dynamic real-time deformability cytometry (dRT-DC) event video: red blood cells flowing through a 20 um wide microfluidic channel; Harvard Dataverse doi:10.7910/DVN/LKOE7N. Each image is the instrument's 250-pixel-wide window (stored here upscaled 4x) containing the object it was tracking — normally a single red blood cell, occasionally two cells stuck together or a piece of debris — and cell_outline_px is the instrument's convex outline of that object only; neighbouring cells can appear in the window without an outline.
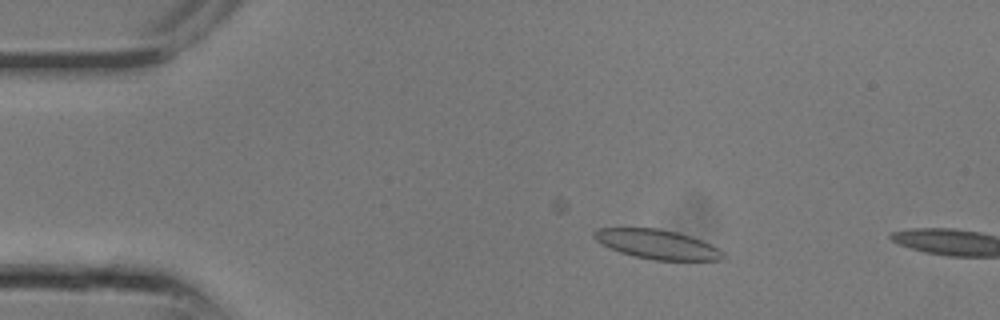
{"species": "common noctule bat (a hibernating species)", "species_latin": "Nyctalus noctula", "temperature_condition": "room temperature", "stored_images_in_passage": 6, "camera_frame_rate_fps": 3000, "um_per_image_px": 0.085, "animal": {"sex": "male", "body_mass_g": 13.3}, "frame": {"image": 1, "passage_image": 5, "time_ms": 1.333, "image_size_px": [1000, 320], "cell_outline_px": [[728, 256], [724, 260], [652, 260], [632, 256], [620, 252], [600, 244], [592, 236], [592, 232], [596, 228], [660, 228], [676, 232], [700, 240], [724, 252]], "centroid_in_image_um": [55.82, 20.77], "position_along_channel_um": 29.2, "area_um2": 22.14}}